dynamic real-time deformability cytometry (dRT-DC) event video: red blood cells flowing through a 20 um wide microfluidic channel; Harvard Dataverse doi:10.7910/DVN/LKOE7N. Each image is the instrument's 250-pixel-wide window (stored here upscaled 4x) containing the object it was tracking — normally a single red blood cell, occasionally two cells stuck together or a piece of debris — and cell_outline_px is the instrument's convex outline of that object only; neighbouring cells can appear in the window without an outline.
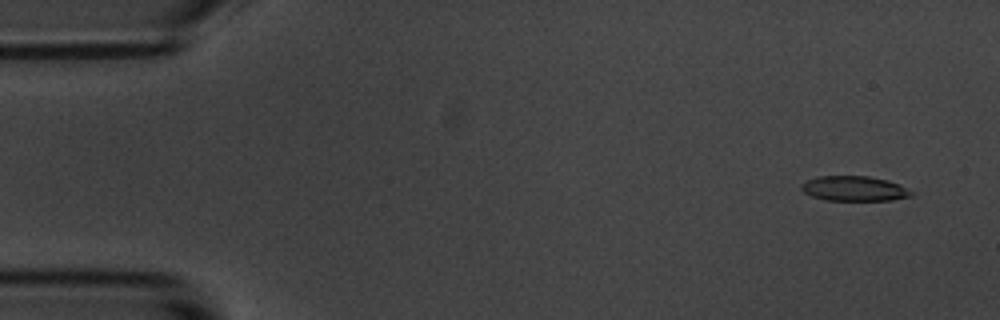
{"species": "common noctule bat (a hibernating species)", "species_latin": "Nyctalus noctula", "temperature_condition": "room temperature", "stored_images_in_passage": 2, "segment_of_instrument_passage": [2, 2], "camera_frame_rate_fps": 3000, "um_per_image_px": 0.085, "animal": {"sex": "male", "body_mass_g": 20.1, "forearm_length_mm": 53.5}, "frame": {"image": 1, "passage_image": 2, "time_ms": 1.333, "image_size_px": [1000, 320], "cell_outline_px": [[912, 196], [892, 200], [824, 200], [812, 196], [804, 192], [800, 188], [800, 184], [816, 176], [868, 176], [888, 180], [900, 184], [912, 192]], "centroid_in_image_um": [72.59, 16.02], "position_along_channel_um": 12.4, "area_um2": 16.01}}